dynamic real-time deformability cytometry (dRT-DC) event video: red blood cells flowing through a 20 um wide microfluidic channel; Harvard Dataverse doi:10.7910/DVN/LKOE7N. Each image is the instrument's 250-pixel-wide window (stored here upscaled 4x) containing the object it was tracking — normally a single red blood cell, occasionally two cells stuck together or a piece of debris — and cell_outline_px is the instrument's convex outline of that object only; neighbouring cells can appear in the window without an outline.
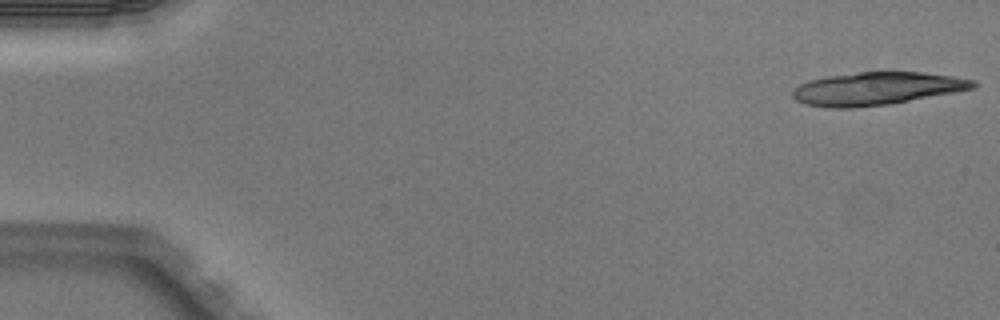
{"species": "Egyptian fruit bat (a non-hibernating species)", "species_latin": "Rousettus aegyptiacus", "temperature_condition": "warm", "stored_images_in_passage": 5, "camera_frame_rate_fps": 3000, "um_per_image_px": 0.085, "animal": {"sex": "male"}, "frame": {"image": 1, "passage_image": 1, "time_ms": 0.0, "image_size_px": [1000, 320], "cell_outline_px": [[980, 84], [976, 88], [956, 92], [888, 104], [852, 108], [828, 108], [804, 104], [796, 100], [792, 96], [792, 88], [800, 84], [812, 80], [828, 76], [860, 72], [924, 72], [952, 76], [976, 80]], "centroid_in_image_um": [74.55, 7.53], "position_along_channel_um": 10.5, "area_um2": 34.68}}